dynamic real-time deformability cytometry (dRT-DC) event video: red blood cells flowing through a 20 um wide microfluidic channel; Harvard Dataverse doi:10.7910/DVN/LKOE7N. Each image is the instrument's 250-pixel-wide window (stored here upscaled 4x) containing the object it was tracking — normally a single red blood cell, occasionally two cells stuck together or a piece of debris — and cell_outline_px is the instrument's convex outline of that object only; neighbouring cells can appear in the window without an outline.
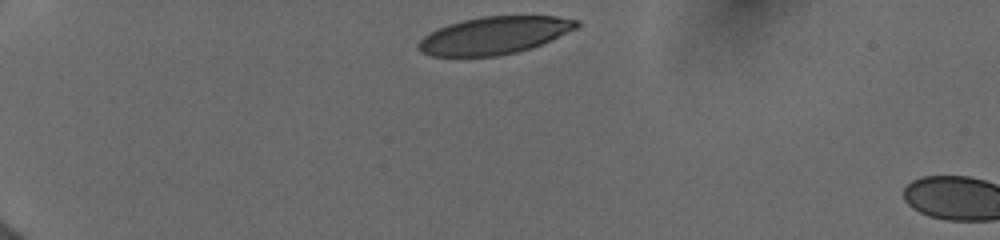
{"species": "human", "species_latin": "Homo sapiens", "temperature_condition": "cold", "stored_images_in_passage": 2, "camera_frame_rate_fps": 3000, "um_per_image_px": 0.085, "donor": {"sex": "female"}, "frame": {"image": 1, "passage_image": 1, "time_ms": 0.0, "image_size_px": [1000, 240], "cell_outline_px": [[580, 24], [576, 28], [552, 40], [532, 48], [516, 52], [496, 56], [432, 56], [420, 52], [416, 48], [416, 44], [424, 36], [448, 24], [464, 20], [484, 16], [556, 16], [580, 20]], "centroid_in_image_um": [42.03, 3.01], "position_along_channel_um": 43.0, "area_um2": 34.51}}